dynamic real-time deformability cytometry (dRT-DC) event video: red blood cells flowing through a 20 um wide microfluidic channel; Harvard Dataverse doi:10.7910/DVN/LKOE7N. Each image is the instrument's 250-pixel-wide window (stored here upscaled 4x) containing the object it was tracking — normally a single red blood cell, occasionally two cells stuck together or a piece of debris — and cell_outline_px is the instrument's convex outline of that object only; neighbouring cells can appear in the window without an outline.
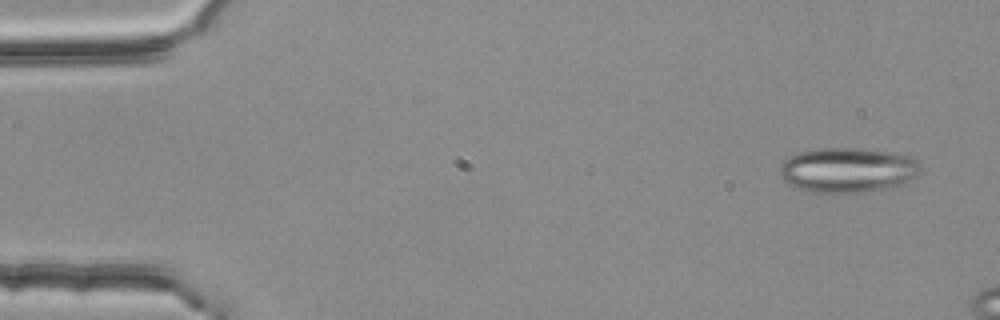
{"species": "common noctule bat (a hibernating species)", "species_latin": "Nyctalus noctula", "temperature_condition": "room temperature", "stored_images_in_passage": 3, "camera_frame_rate_fps": 3000, "um_per_image_px": 0.085, "animal": {"sex": "female", "body_mass_g": 25.1}, "frame": {"image": 1, "passage_image": 1, "time_ms": 0.0, "image_size_px": [1000, 320], "cell_outline_px": [[920, 172], [912, 180], [896, 188], [856, 192], [808, 192], [796, 188], [788, 184], [780, 176], [780, 164], [788, 156], [800, 152], [816, 148], [860, 148], [916, 156], [920, 160]], "centroid_in_image_um": [72.1, 14.45], "position_along_channel_um": 12.9, "area_um2": 37.51}}